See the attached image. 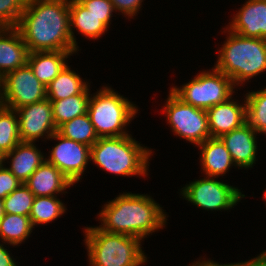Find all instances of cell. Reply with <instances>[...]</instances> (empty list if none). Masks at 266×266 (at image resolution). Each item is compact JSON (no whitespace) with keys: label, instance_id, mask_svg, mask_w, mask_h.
<instances>
[{"label":"cell","instance_id":"obj_33","mask_svg":"<svg viewBox=\"0 0 266 266\" xmlns=\"http://www.w3.org/2000/svg\"><path fill=\"white\" fill-rule=\"evenodd\" d=\"M116 12H121L124 17H131L139 13L143 0H110Z\"/></svg>","mask_w":266,"mask_h":266},{"label":"cell","instance_id":"obj_12","mask_svg":"<svg viewBox=\"0 0 266 266\" xmlns=\"http://www.w3.org/2000/svg\"><path fill=\"white\" fill-rule=\"evenodd\" d=\"M15 111L19 119L21 142L34 143L40 138L49 139L57 131L52 103L47 98L37 103L22 106Z\"/></svg>","mask_w":266,"mask_h":266},{"label":"cell","instance_id":"obj_1","mask_svg":"<svg viewBox=\"0 0 266 266\" xmlns=\"http://www.w3.org/2000/svg\"><path fill=\"white\" fill-rule=\"evenodd\" d=\"M16 28L28 52L79 51L70 32L69 0H27Z\"/></svg>","mask_w":266,"mask_h":266},{"label":"cell","instance_id":"obj_37","mask_svg":"<svg viewBox=\"0 0 266 266\" xmlns=\"http://www.w3.org/2000/svg\"><path fill=\"white\" fill-rule=\"evenodd\" d=\"M4 207H3V199H0V221L4 217Z\"/></svg>","mask_w":266,"mask_h":266},{"label":"cell","instance_id":"obj_10","mask_svg":"<svg viewBox=\"0 0 266 266\" xmlns=\"http://www.w3.org/2000/svg\"><path fill=\"white\" fill-rule=\"evenodd\" d=\"M46 98V86L35 77L28 63L1 79L0 104L5 107L16 110Z\"/></svg>","mask_w":266,"mask_h":266},{"label":"cell","instance_id":"obj_23","mask_svg":"<svg viewBox=\"0 0 266 266\" xmlns=\"http://www.w3.org/2000/svg\"><path fill=\"white\" fill-rule=\"evenodd\" d=\"M89 87L90 85L81 94L61 100L50 101L52 103L53 118L56 128L75 117L87 113L91 97Z\"/></svg>","mask_w":266,"mask_h":266},{"label":"cell","instance_id":"obj_13","mask_svg":"<svg viewBox=\"0 0 266 266\" xmlns=\"http://www.w3.org/2000/svg\"><path fill=\"white\" fill-rule=\"evenodd\" d=\"M238 10L225 28L244 37L266 39V0H247Z\"/></svg>","mask_w":266,"mask_h":266},{"label":"cell","instance_id":"obj_36","mask_svg":"<svg viewBox=\"0 0 266 266\" xmlns=\"http://www.w3.org/2000/svg\"><path fill=\"white\" fill-rule=\"evenodd\" d=\"M188 266H234L233 263H228V264H219L218 262L214 261V260H199V261H194V263L192 262L191 265Z\"/></svg>","mask_w":266,"mask_h":266},{"label":"cell","instance_id":"obj_25","mask_svg":"<svg viewBox=\"0 0 266 266\" xmlns=\"http://www.w3.org/2000/svg\"><path fill=\"white\" fill-rule=\"evenodd\" d=\"M66 210L64 203L57 196H35L29 217L35 228L34 226L39 224H47L58 219Z\"/></svg>","mask_w":266,"mask_h":266},{"label":"cell","instance_id":"obj_18","mask_svg":"<svg viewBox=\"0 0 266 266\" xmlns=\"http://www.w3.org/2000/svg\"><path fill=\"white\" fill-rule=\"evenodd\" d=\"M35 196H57L67 193L73 184L53 164L45 161L24 183Z\"/></svg>","mask_w":266,"mask_h":266},{"label":"cell","instance_id":"obj_17","mask_svg":"<svg viewBox=\"0 0 266 266\" xmlns=\"http://www.w3.org/2000/svg\"><path fill=\"white\" fill-rule=\"evenodd\" d=\"M35 145L31 142H20L12 151L4 155V161L11 159L10 167H7V169L21 184L25 183L37 168L46 161L44 154Z\"/></svg>","mask_w":266,"mask_h":266},{"label":"cell","instance_id":"obj_7","mask_svg":"<svg viewBox=\"0 0 266 266\" xmlns=\"http://www.w3.org/2000/svg\"><path fill=\"white\" fill-rule=\"evenodd\" d=\"M211 70L202 71L180 88L173 86L170 90L183 102L204 110L223 103L235 93V86L224 73L215 67Z\"/></svg>","mask_w":266,"mask_h":266},{"label":"cell","instance_id":"obj_6","mask_svg":"<svg viewBox=\"0 0 266 266\" xmlns=\"http://www.w3.org/2000/svg\"><path fill=\"white\" fill-rule=\"evenodd\" d=\"M95 94H91L87 113L98 138L130 135L125 128L138 113L137 106L108 86Z\"/></svg>","mask_w":266,"mask_h":266},{"label":"cell","instance_id":"obj_24","mask_svg":"<svg viewBox=\"0 0 266 266\" xmlns=\"http://www.w3.org/2000/svg\"><path fill=\"white\" fill-rule=\"evenodd\" d=\"M33 230L29 216L4 214L0 221V241L15 247L22 244Z\"/></svg>","mask_w":266,"mask_h":266},{"label":"cell","instance_id":"obj_4","mask_svg":"<svg viewBox=\"0 0 266 266\" xmlns=\"http://www.w3.org/2000/svg\"><path fill=\"white\" fill-rule=\"evenodd\" d=\"M132 135L99 138L91 146V160L96 166L119 176H147L152 150L141 146ZM149 160V161H148Z\"/></svg>","mask_w":266,"mask_h":266},{"label":"cell","instance_id":"obj_29","mask_svg":"<svg viewBox=\"0 0 266 266\" xmlns=\"http://www.w3.org/2000/svg\"><path fill=\"white\" fill-rule=\"evenodd\" d=\"M34 198L32 191L22 183L3 199L4 213L29 216Z\"/></svg>","mask_w":266,"mask_h":266},{"label":"cell","instance_id":"obj_5","mask_svg":"<svg viewBox=\"0 0 266 266\" xmlns=\"http://www.w3.org/2000/svg\"><path fill=\"white\" fill-rule=\"evenodd\" d=\"M90 266H142L147 262L138 237L109 233L98 226L85 227Z\"/></svg>","mask_w":266,"mask_h":266},{"label":"cell","instance_id":"obj_30","mask_svg":"<svg viewBox=\"0 0 266 266\" xmlns=\"http://www.w3.org/2000/svg\"><path fill=\"white\" fill-rule=\"evenodd\" d=\"M27 0H0V27H16Z\"/></svg>","mask_w":266,"mask_h":266},{"label":"cell","instance_id":"obj_22","mask_svg":"<svg viewBox=\"0 0 266 266\" xmlns=\"http://www.w3.org/2000/svg\"><path fill=\"white\" fill-rule=\"evenodd\" d=\"M71 70L68 64L61 70L58 76L46 86V96L50 101L61 100L70 96L81 94L89 83Z\"/></svg>","mask_w":266,"mask_h":266},{"label":"cell","instance_id":"obj_28","mask_svg":"<svg viewBox=\"0 0 266 266\" xmlns=\"http://www.w3.org/2000/svg\"><path fill=\"white\" fill-rule=\"evenodd\" d=\"M245 95L247 123L258 134H266V87Z\"/></svg>","mask_w":266,"mask_h":266},{"label":"cell","instance_id":"obj_11","mask_svg":"<svg viewBox=\"0 0 266 266\" xmlns=\"http://www.w3.org/2000/svg\"><path fill=\"white\" fill-rule=\"evenodd\" d=\"M49 139L59 142L53 146L46 161L59 169L74 186L91 161V147L68 139L57 131Z\"/></svg>","mask_w":266,"mask_h":266},{"label":"cell","instance_id":"obj_35","mask_svg":"<svg viewBox=\"0 0 266 266\" xmlns=\"http://www.w3.org/2000/svg\"><path fill=\"white\" fill-rule=\"evenodd\" d=\"M234 266H266V253L262 251L257 257L248 261L233 263Z\"/></svg>","mask_w":266,"mask_h":266},{"label":"cell","instance_id":"obj_21","mask_svg":"<svg viewBox=\"0 0 266 266\" xmlns=\"http://www.w3.org/2000/svg\"><path fill=\"white\" fill-rule=\"evenodd\" d=\"M69 17L71 37L77 50L79 47L74 36V29H77L86 38L96 40L105 34L109 28L102 22V18L92 14L78 0H69Z\"/></svg>","mask_w":266,"mask_h":266},{"label":"cell","instance_id":"obj_39","mask_svg":"<svg viewBox=\"0 0 266 266\" xmlns=\"http://www.w3.org/2000/svg\"><path fill=\"white\" fill-rule=\"evenodd\" d=\"M263 198L266 200V190H265V193L263 195ZM266 203V202H265Z\"/></svg>","mask_w":266,"mask_h":266},{"label":"cell","instance_id":"obj_15","mask_svg":"<svg viewBox=\"0 0 266 266\" xmlns=\"http://www.w3.org/2000/svg\"><path fill=\"white\" fill-rule=\"evenodd\" d=\"M237 101L230 97L206 110L211 137H221L247 122L245 98L242 105Z\"/></svg>","mask_w":266,"mask_h":266},{"label":"cell","instance_id":"obj_32","mask_svg":"<svg viewBox=\"0 0 266 266\" xmlns=\"http://www.w3.org/2000/svg\"><path fill=\"white\" fill-rule=\"evenodd\" d=\"M20 185V181L3 165L0 168V199L7 197Z\"/></svg>","mask_w":266,"mask_h":266},{"label":"cell","instance_id":"obj_2","mask_svg":"<svg viewBox=\"0 0 266 266\" xmlns=\"http://www.w3.org/2000/svg\"><path fill=\"white\" fill-rule=\"evenodd\" d=\"M105 232L124 234L144 240L150 233L163 229L167 214L149 195L121 193L104 204L97 215Z\"/></svg>","mask_w":266,"mask_h":266},{"label":"cell","instance_id":"obj_3","mask_svg":"<svg viewBox=\"0 0 266 266\" xmlns=\"http://www.w3.org/2000/svg\"><path fill=\"white\" fill-rule=\"evenodd\" d=\"M219 48L215 68L231 78L234 86L266 71V39L244 37L230 30ZM221 49V50H220Z\"/></svg>","mask_w":266,"mask_h":266},{"label":"cell","instance_id":"obj_8","mask_svg":"<svg viewBox=\"0 0 266 266\" xmlns=\"http://www.w3.org/2000/svg\"><path fill=\"white\" fill-rule=\"evenodd\" d=\"M163 111L172 132L186 142L197 146L211 137L206 110L183 102L171 90Z\"/></svg>","mask_w":266,"mask_h":266},{"label":"cell","instance_id":"obj_19","mask_svg":"<svg viewBox=\"0 0 266 266\" xmlns=\"http://www.w3.org/2000/svg\"><path fill=\"white\" fill-rule=\"evenodd\" d=\"M197 146L201 150V169L206 176L216 178L224 176L231 166H235L231 154L220 137H210Z\"/></svg>","mask_w":266,"mask_h":266},{"label":"cell","instance_id":"obj_38","mask_svg":"<svg viewBox=\"0 0 266 266\" xmlns=\"http://www.w3.org/2000/svg\"><path fill=\"white\" fill-rule=\"evenodd\" d=\"M3 163H5L4 155L0 152V168L4 165Z\"/></svg>","mask_w":266,"mask_h":266},{"label":"cell","instance_id":"obj_26","mask_svg":"<svg viewBox=\"0 0 266 266\" xmlns=\"http://www.w3.org/2000/svg\"><path fill=\"white\" fill-rule=\"evenodd\" d=\"M57 132L68 139L90 147L99 139L88 113L75 117L60 125L57 128Z\"/></svg>","mask_w":266,"mask_h":266},{"label":"cell","instance_id":"obj_20","mask_svg":"<svg viewBox=\"0 0 266 266\" xmlns=\"http://www.w3.org/2000/svg\"><path fill=\"white\" fill-rule=\"evenodd\" d=\"M77 51H38L29 52L27 63L35 77L47 86L67 65V58Z\"/></svg>","mask_w":266,"mask_h":266},{"label":"cell","instance_id":"obj_34","mask_svg":"<svg viewBox=\"0 0 266 266\" xmlns=\"http://www.w3.org/2000/svg\"><path fill=\"white\" fill-rule=\"evenodd\" d=\"M5 245L0 243V266H18L16 265L15 258L7 251ZM11 255V256H10Z\"/></svg>","mask_w":266,"mask_h":266},{"label":"cell","instance_id":"obj_14","mask_svg":"<svg viewBox=\"0 0 266 266\" xmlns=\"http://www.w3.org/2000/svg\"><path fill=\"white\" fill-rule=\"evenodd\" d=\"M258 134L247 122L231 132L223 134L220 138L231 154L237 168H253L256 164Z\"/></svg>","mask_w":266,"mask_h":266},{"label":"cell","instance_id":"obj_9","mask_svg":"<svg viewBox=\"0 0 266 266\" xmlns=\"http://www.w3.org/2000/svg\"><path fill=\"white\" fill-rule=\"evenodd\" d=\"M216 179L218 178L205 176L189 182L180 189V194L185 200L207 211L234 208L245 195L237 187Z\"/></svg>","mask_w":266,"mask_h":266},{"label":"cell","instance_id":"obj_16","mask_svg":"<svg viewBox=\"0 0 266 266\" xmlns=\"http://www.w3.org/2000/svg\"><path fill=\"white\" fill-rule=\"evenodd\" d=\"M28 49L16 27H0V79L27 63Z\"/></svg>","mask_w":266,"mask_h":266},{"label":"cell","instance_id":"obj_31","mask_svg":"<svg viewBox=\"0 0 266 266\" xmlns=\"http://www.w3.org/2000/svg\"><path fill=\"white\" fill-rule=\"evenodd\" d=\"M92 14L102 18V22L108 27L111 23L113 12H116L110 0H78Z\"/></svg>","mask_w":266,"mask_h":266},{"label":"cell","instance_id":"obj_27","mask_svg":"<svg viewBox=\"0 0 266 266\" xmlns=\"http://www.w3.org/2000/svg\"><path fill=\"white\" fill-rule=\"evenodd\" d=\"M20 142L17 112L0 104V152L5 155Z\"/></svg>","mask_w":266,"mask_h":266}]
</instances>
